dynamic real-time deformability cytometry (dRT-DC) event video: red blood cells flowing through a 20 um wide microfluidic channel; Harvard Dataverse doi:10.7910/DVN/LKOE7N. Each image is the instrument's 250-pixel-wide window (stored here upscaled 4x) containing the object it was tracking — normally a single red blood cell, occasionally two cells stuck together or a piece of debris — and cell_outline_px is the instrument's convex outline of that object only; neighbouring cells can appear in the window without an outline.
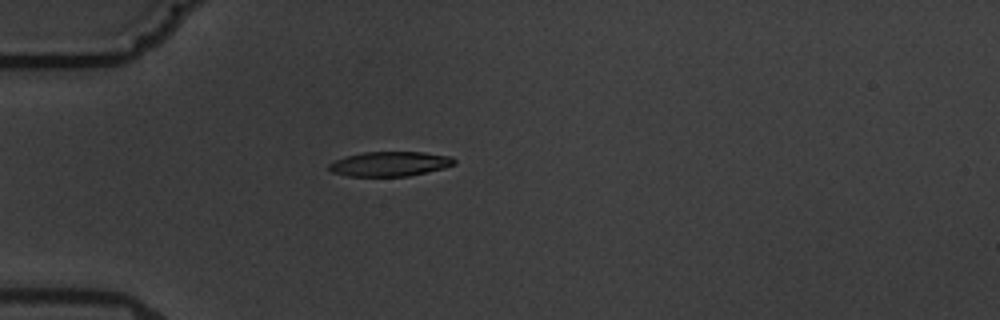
{"species": "common noctule bat (a hibernating species)", "species_latin": "Nyctalus noctula", "temperature_condition": "warm", "stored_images_in_passage": 6, "camera_frame_rate_fps": 3000, "um_per_image_px": 0.085, "animal": {"sex": "male", "body_mass_g": 19.5, "forearm_length_mm": 54.6}, "frame": {"image": 1, "passage_image": 6, "time_ms": 6.667, "image_size_px": [1000, 320], "cell_outline_px": [[456, 164], [444, 168], [408, 176], [348, 176], [332, 172], [328, 168], [328, 164], [336, 160], [348, 156], [364, 152], [424, 152], [452, 156], [456, 160]], "centroid_in_image_um": [33.18, 13.93], "position_along_channel_um": 51.8, "area_um2": 17.98}}